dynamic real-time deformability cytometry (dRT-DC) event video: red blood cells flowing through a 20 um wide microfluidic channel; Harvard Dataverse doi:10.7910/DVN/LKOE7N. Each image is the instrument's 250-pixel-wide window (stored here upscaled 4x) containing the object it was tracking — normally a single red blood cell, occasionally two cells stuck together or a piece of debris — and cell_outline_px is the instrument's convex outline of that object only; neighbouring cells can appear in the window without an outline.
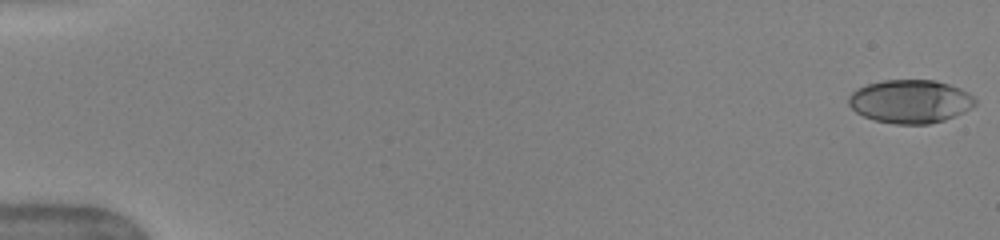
{"species": "human", "species_latin": "Homo sapiens", "temperature_condition": "warm", "stored_images_in_passage": 51, "camera_frame_rate_fps": 3000, "um_per_image_px": 0.085, "donor": {"sex": "female"}, "frame": {"image": 1, "passage_image": 1, "time_ms": 0.0, "image_size_px": [1000, 240], "cell_outline_px": [[976, 104], [964, 112], [944, 120], [928, 124], [896, 124], [876, 120], [864, 116], [856, 112], [848, 104], [848, 96], [852, 92], [868, 84], [884, 80], [936, 80], [960, 88], [968, 92], [976, 100]], "centroid_in_image_um": [77.38, 8.62], "position_along_channel_um": 7.6, "area_um2": 31.85}}
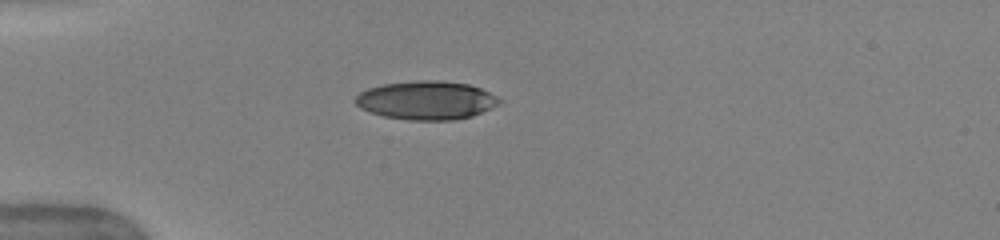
{"frame": {"image": 2, "passage_image": 15, "time_ms": 4.667, "image_size_px": [1000, 240], "cell_outline_px": [[504, 100], [472, 116], [456, 120], [408, 120], [384, 116], [360, 108], [356, 104], [356, 96], [360, 92], [368, 88], [384, 84], [416, 80], [440, 80], [468, 84], [480, 88]], "centroid_in_image_um": [36.23, 8.52], "position_along_channel_um": 48.8, "area_um2": 32.14}}
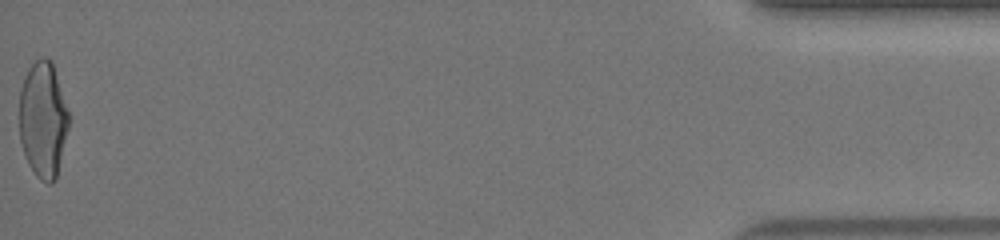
{"frame": {"image": 3, "passage_image": 51, "time_ms": 16.667, "image_size_px": [1000, 240], "cell_outline_px": [[68, 128], [56, 176], [52, 184], [48, 184], [40, 180], [36, 176], [28, 164], [20, 140], [20, 88], [24, 76], [28, 68], [40, 56], [44, 56], [52, 60], [68, 112]], "centroid_in_image_um": [3.64, 10.14], "position_along_channel_um": 431.6, "area_um2": 33.23}, "authors_computed_cell_mechanics": {"area_um2": 33.0038, "velocity_mm_per_s": 4.078, "shape_relaxation_time_tau1_ms": 3.878, "shape_relaxation_time_tau2_ms": 0.801, "deformation_change_tau1": 0.207, "deformation_change_tau2": 0.0699}}